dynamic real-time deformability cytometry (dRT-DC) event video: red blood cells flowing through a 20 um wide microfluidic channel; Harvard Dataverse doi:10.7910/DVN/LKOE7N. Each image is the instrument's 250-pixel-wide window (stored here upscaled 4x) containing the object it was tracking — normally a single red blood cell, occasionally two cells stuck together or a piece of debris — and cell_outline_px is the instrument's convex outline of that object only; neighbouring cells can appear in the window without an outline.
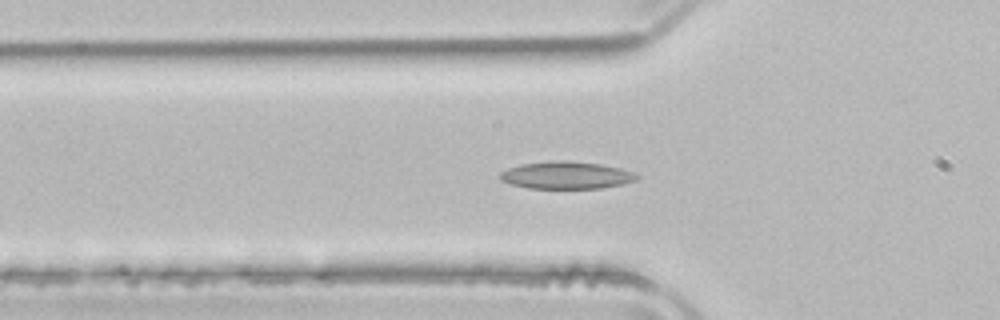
{"species": "common noctule bat (a hibernating species)", "species_latin": "Nyctalus noctula", "temperature_condition": "room temperature", "stored_images_in_passage": 43, "camera_frame_rate_fps": 3000, "um_per_image_px": 0.085, "animal": {"sex": "male", "body_mass_g": 21.5, "forearm_length_mm": 52.0}, "frame": {"image": 1, "passage_image": 8, "time_ms": 2.333, "image_size_px": [1000, 320], "cell_outline_px": [[640, 176], [636, 180], [620, 184], [600, 188], [528, 188], [512, 184], [500, 180], [500, 172], [508, 168], [520, 164], [556, 160], [564, 160], [600, 164], [620, 168], [632, 172]], "centroid_in_image_um": [48.11, 14.89], "position_along_channel_um": 77.7, "area_um2": 21.62}}
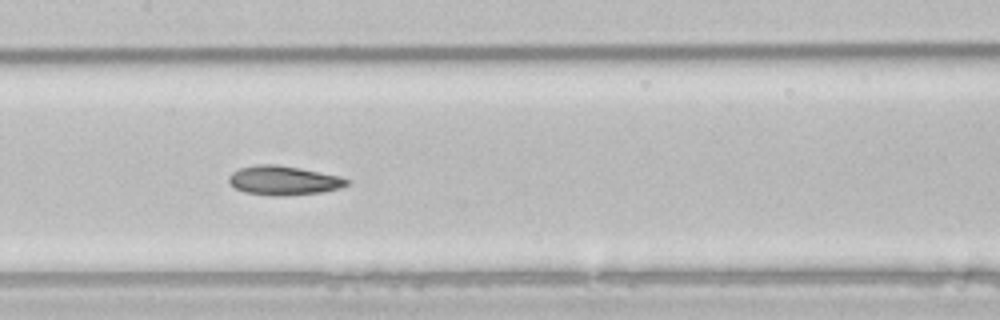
{"frame": {"image": 2, "passage_image": 16, "time_ms": 5.0, "image_size_px": [1000, 320], "cell_outline_px": [[348, 184], [340, 188], [320, 192], [284, 196], [272, 196], [244, 192], [236, 188], [228, 180], [228, 176], [232, 172], [240, 168], [256, 164], [276, 164], [300, 168], [340, 176], [348, 180]], "centroid_in_image_um": [24.08, 15.33], "position_along_channel_um": 183.3, "area_um2": 20.0}}
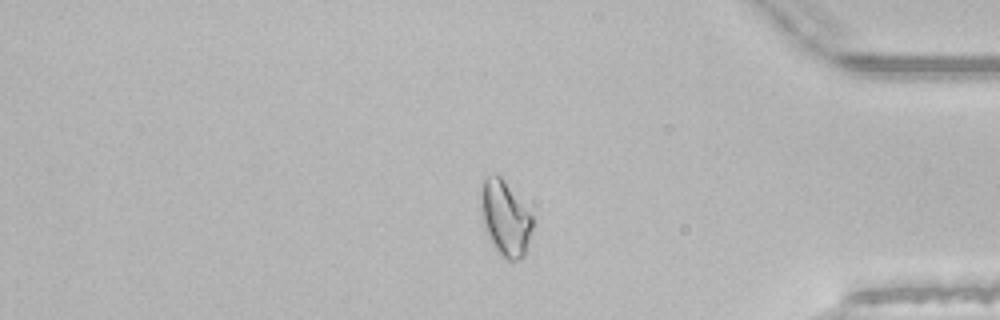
{"frame": {"image": 3, "passage_image": 34, "time_ms": 11.0, "image_size_px": [1000, 320], "cell_outline_px": [[532, 228], [524, 256], [516, 260], [508, 260], [492, 244], [488, 236], [484, 224], [480, 208], [480, 192], [484, 180], [488, 176], [500, 176], [504, 180], [532, 216]], "centroid_in_image_um": [42.92, 18.55], "position_along_channel_um": 392.3, "area_um2": 21.91}, "authors_computed_cell_mechanics": {"area_um2": 20.8658, "velocity_mm_per_s": 3.9214, "shape_relaxation_time_tau1_ms": 9.7282, "shape_relaxation_time_tau2_ms": 2.6126, "deformation_change_tau1": 0.1918, "deformation_change_tau2": 0.0806}}